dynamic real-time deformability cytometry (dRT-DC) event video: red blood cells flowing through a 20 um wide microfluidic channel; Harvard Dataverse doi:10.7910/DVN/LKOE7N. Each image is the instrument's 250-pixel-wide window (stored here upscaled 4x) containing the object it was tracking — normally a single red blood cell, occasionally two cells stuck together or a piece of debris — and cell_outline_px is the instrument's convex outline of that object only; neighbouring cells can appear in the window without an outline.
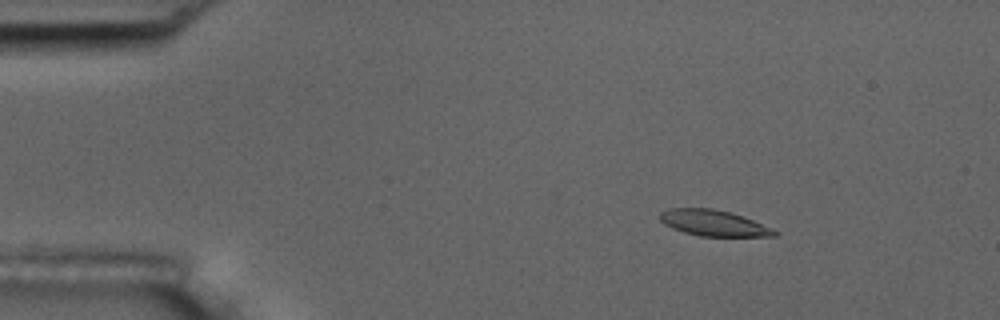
{"species": "common noctule bat (a hibernating species)", "species_latin": "Nyctalus noctula", "temperature_condition": "room temperature", "stored_images_in_passage": 3, "camera_frame_rate_fps": 3000, "um_per_image_px": 0.085, "animal": {"sex": "male", "body_mass_g": 17.5, "forearm_length_mm": 52.3}, "frame": {"image": 1, "passage_image": 1, "time_ms": 0.0, "image_size_px": [1000, 320], "cell_outline_px": [[780, 232], [776, 236], [700, 236], [684, 232], [672, 228], [664, 224], [660, 220], [660, 212], [668, 208], [712, 208], [728, 212], [752, 220], [772, 228]], "centroid_in_image_um": [60.63, 18.96], "position_along_channel_um": 24.4, "area_um2": 17.17}}